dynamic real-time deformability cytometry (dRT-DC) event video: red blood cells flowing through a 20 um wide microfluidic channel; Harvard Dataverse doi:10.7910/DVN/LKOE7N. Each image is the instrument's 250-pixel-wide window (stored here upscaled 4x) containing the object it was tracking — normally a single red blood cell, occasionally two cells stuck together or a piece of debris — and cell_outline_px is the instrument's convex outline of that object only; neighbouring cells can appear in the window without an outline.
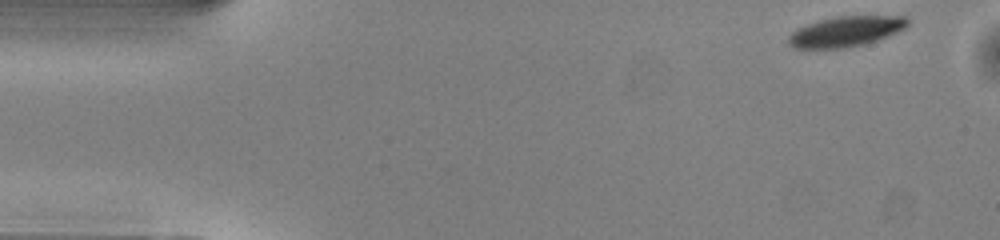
{"species": "common noctule bat (a hibernating species)", "species_latin": "Nyctalus noctula", "temperature_condition": "warm", "stored_images_in_passage": 39, "camera_frame_rate_fps": 3000, "um_per_image_px": 0.085, "animal": {"sex": "male", "body_mass_g": 13.0, "forearm_length_mm": 53.1}, "frame": {"image": 1, "passage_image": 1, "time_ms": 0.0, "image_size_px": [1000, 240], "cell_outline_px": [[908, 24], [904, 28], [888, 36], [864, 44], [844, 48], [792, 48], [788, 44], [788, 36], [796, 28], [820, 20], [836, 16], [908, 16]], "centroid_in_image_um": [71.87, 2.67], "position_along_channel_um": 13.1, "area_um2": 20.98}}
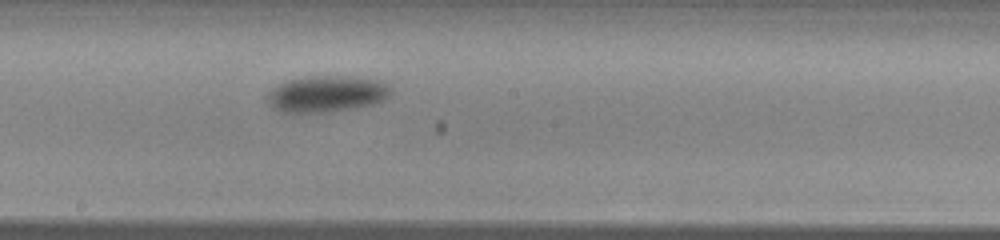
{"frame": {"image": 2, "passage_image": 25, "time_ms": 8.0, "image_size_px": [1000, 240], "cell_outline_px": [[392, 92], [388, 96], [372, 104], [356, 108], [328, 112], [280, 112], [272, 108], [268, 104], [268, 92], [276, 84], [288, 80], [304, 76], [348, 76], [376, 80], [388, 84]], "centroid_in_image_um": [27.71, 7.98], "position_along_channel_um": 220.5, "area_um2": 26.24}}
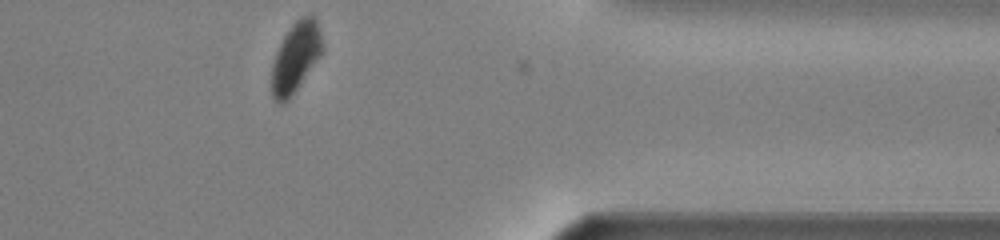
{"frame": {"image": 3, "passage_image": 39, "time_ms": 12.667, "image_size_px": [1000, 240], "cell_outline_px": [[324, 52], [296, 88], [280, 104], [272, 96], [272, 64], [276, 52], [284, 36], [292, 24], [300, 16], [312, 16], [316, 20], [324, 44]], "centroid_in_image_um": [25.16, 4.8], "position_along_channel_um": 386.2, "area_um2": 20.17}, "authors_computed_cell_mechanics": {"area_um2": 24.7384, "velocity_mm_per_s": 3.9965, "shape_relaxation_time_tau1_ms": 1.6919, "shape_relaxation_time_tau2_ms": null, "deformation_change_tau1": 0.0948, "deformation_change_tau2": null}}